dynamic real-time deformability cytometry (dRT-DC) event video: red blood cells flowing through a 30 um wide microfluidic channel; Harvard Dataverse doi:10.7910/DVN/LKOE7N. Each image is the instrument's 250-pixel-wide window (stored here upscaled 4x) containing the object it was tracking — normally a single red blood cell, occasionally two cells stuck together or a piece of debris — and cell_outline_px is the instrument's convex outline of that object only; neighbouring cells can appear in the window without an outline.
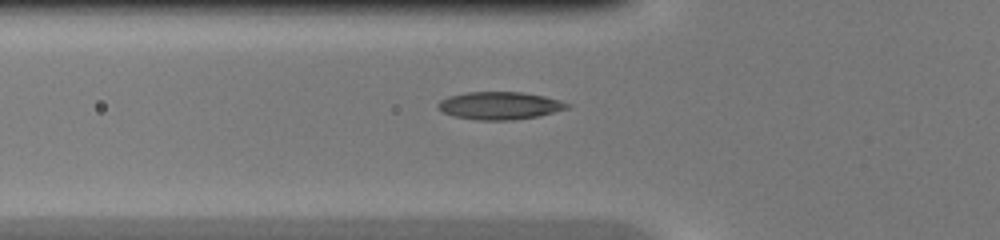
{"species": "common noctule bat (a hibernating species)", "species_latin": "Nyctalus noctula", "temperature_condition": "warm", "stored_images_in_passage": 35, "camera_frame_rate_fps": 3000, "um_per_image_px": 0.085, "animal": {"sex": "female", "body_mass_g": 20.0, "forearm_length_mm": 54.0}, "frame": {"image": 1, "passage_image": 5, "time_ms": 1.333, "image_size_px": [1000, 240], "cell_outline_px": [[572, 108], [540, 116], [512, 120], [476, 120], [456, 116], [444, 112], [436, 104], [440, 100], [448, 96], [468, 92], [520, 92], [544, 96], [560, 100], [572, 104]], "centroid_in_image_um": [42.55, 8.98], "position_along_channel_um": 83.3, "area_um2": 20.92}}
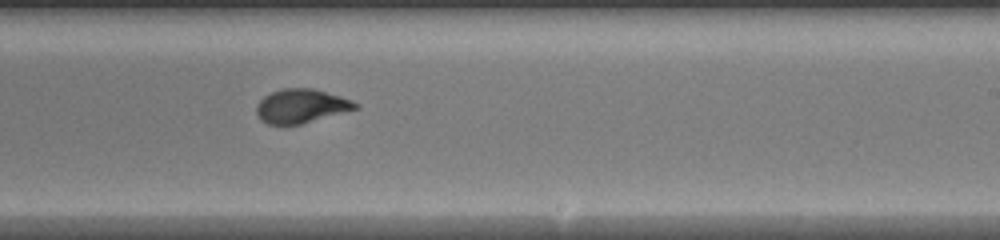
{"frame": {"image": 2, "passage_image": 17, "time_ms": 5.333, "image_size_px": [1000, 240], "cell_outline_px": [[360, 108], [300, 124], [268, 124], [260, 120], [256, 112], [256, 104], [264, 96], [272, 92], [284, 88], [312, 88], [340, 96], [360, 104]], "centroid_in_image_um": [25.6, 9.01], "position_along_channel_um": 263.4, "area_um2": 19.48}}
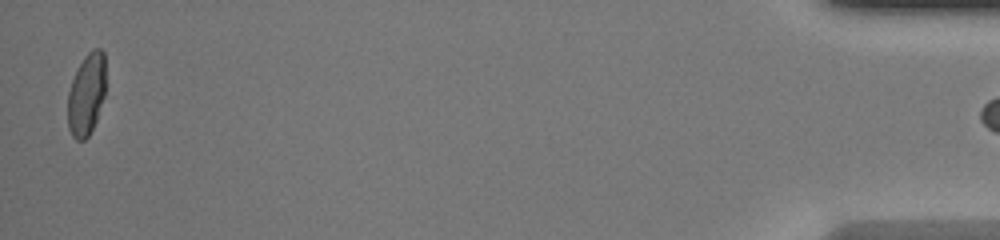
{"frame": {"image": 3, "passage_image": 34, "time_ms": 11.0, "image_size_px": [1000, 240], "cell_outline_px": [[104, 96], [96, 120], [88, 136], [84, 140], [76, 140], [72, 136], [68, 128], [68, 92], [72, 80], [84, 56], [92, 48], [100, 48], [104, 52]], "centroid_in_image_um": [7.34, 8.02], "position_along_channel_um": 427.9, "area_um2": 17.92}}